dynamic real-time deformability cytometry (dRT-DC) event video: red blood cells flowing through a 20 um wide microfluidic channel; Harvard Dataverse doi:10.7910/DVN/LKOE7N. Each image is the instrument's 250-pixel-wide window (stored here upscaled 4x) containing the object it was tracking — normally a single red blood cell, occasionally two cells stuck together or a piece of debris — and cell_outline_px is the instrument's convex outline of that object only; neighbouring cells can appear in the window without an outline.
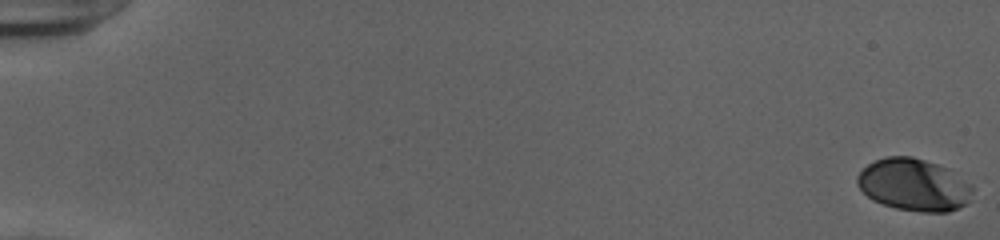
{"species": "human", "species_latin": "Homo sapiens", "temperature_condition": "cold", "stored_images_in_passage": 54, "camera_frame_rate_fps": 3000, "um_per_image_px": 0.085, "donor": {"sex": "female"}, "frame": {"image": 1, "passage_image": 1, "time_ms": 0.0, "image_size_px": [1000, 240], "cell_outline_px": [[972, 188], [968, 200], [960, 208], [948, 212], [920, 212], [896, 208], [872, 200], [856, 184], [856, 176], [868, 164], [884, 156], [912, 156], [936, 164], [944, 168], [972, 184]], "centroid_in_image_um": [77.64, 15.71], "position_along_channel_um": 7.4, "area_um2": 34.74}}
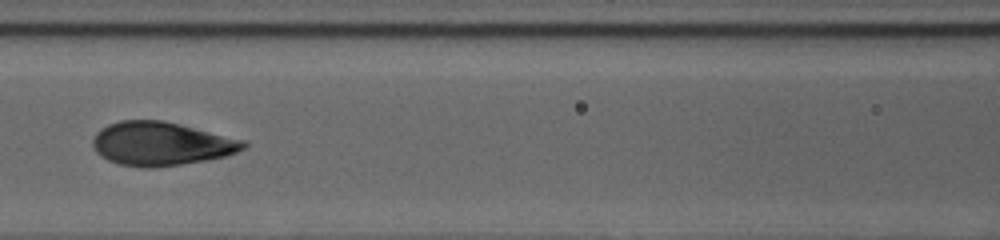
{"frame": {"image": 2, "passage_image": 27, "time_ms": 8.667, "image_size_px": [1000, 240], "cell_outline_px": [[248, 144], [244, 148], [236, 152], [224, 156], [208, 160], [156, 168], [144, 168], [120, 164], [108, 160], [100, 156], [96, 152], [92, 144], [92, 140], [96, 132], [100, 128], [108, 124], [120, 120], [164, 120], [244, 140]], "centroid_in_image_um": [13.66, 12.22], "position_along_channel_um": 152.9, "area_um2": 38.44}}
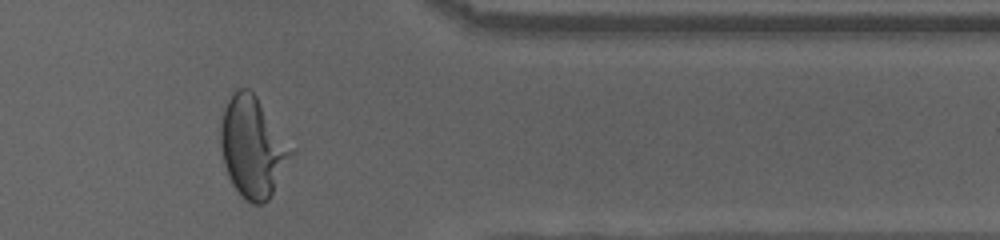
{"frame": {"image": 3, "passage_image": 46, "time_ms": 15.0, "image_size_px": [1000, 240], "cell_outline_px": [[292, 156], [268, 200], [264, 204], [252, 204], [244, 200], [240, 196], [232, 184], [228, 176], [224, 164], [220, 148], [220, 128], [224, 108], [228, 100], [236, 88], [248, 88], [256, 96], [292, 152]], "centroid_in_image_um": [21.41, 12.54], "position_along_channel_um": 390.0, "area_um2": 40.34}, "authors_computed_cell_mechanics": {"area_um2": 37.5411, "velocity_mm_per_s": 3.9194, "shape_relaxation_time_tau1_ms": 5.0778, "shape_relaxation_time_tau2_ms": null, "deformation_change_tau1": 0.2139, "deformation_change_tau2": null}}